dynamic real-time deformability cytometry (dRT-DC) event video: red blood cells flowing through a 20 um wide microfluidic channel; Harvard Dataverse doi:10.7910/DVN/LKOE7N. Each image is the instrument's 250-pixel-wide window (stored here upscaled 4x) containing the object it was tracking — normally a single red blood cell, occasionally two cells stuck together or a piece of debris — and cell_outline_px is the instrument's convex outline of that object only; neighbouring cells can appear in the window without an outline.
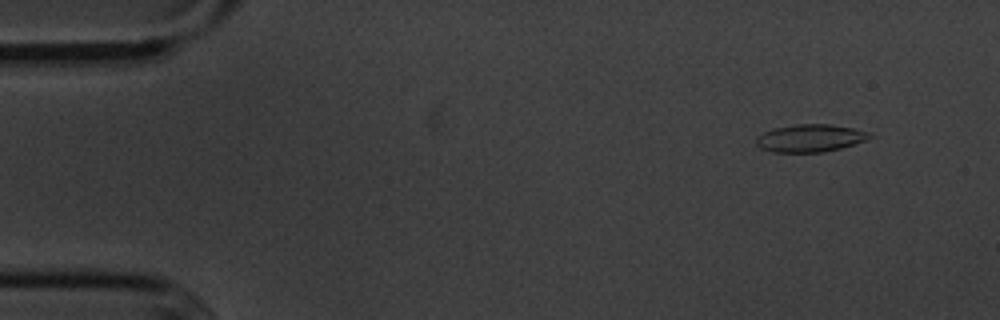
{"species": "common noctule bat (a hibernating species)", "species_latin": "Nyctalus noctula", "temperature_condition": "cold", "stored_images_in_passage": 52, "camera_frame_rate_fps": 3000, "um_per_image_px": 0.085, "animal": {"sex": "male", "body_mass_g": 20.1, "forearm_length_mm": 53.5}, "frame": {"image": 1, "passage_image": 2, "time_ms": 0.333, "image_size_px": [1000, 320], "cell_outline_px": [[876, 136], [840, 148], [824, 152], [772, 152], [760, 148], [756, 144], [756, 136], [772, 128], [796, 124], [828, 124], [852, 128], [872, 132]], "centroid_in_image_um": [68.85, 11.73], "position_along_channel_um": 16.1, "area_um2": 18.32}}
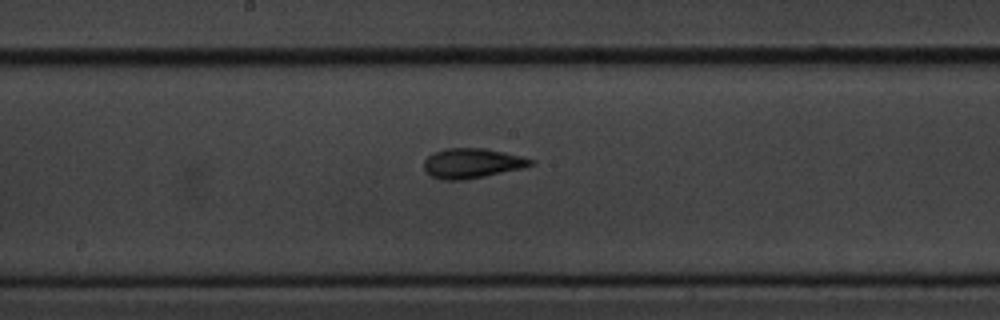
{"frame": {"image": 2, "passage_image": 26, "time_ms": 8.333, "image_size_px": [1000, 320], "cell_outline_px": [[536, 164], [524, 168], [464, 180], [440, 180], [424, 172], [424, 160], [428, 156], [436, 152], [448, 148], [484, 148], [504, 152], [536, 160]], "centroid_in_image_um": [40.14, 13.88], "position_along_channel_um": 208.1, "area_um2": 18.67}}
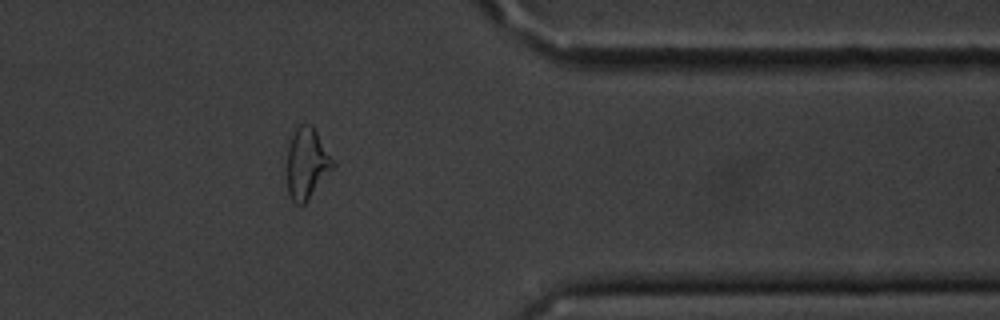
{"frame": {"image": 3, "passage_image": 42, "time_ms": 13.667, "image_size_px": [1000, 320], "cell_outline_px": [[336, 164], [308, 200], [304, 204], [296, 204], [288, 196], [284, 168], [288, 148], [292, 136], [296, 128], [300, 124], [312, 124]], "centroid_in_image_um": [26.03, 13.92], "position_along_channel_um": 385.4, "area_um2": 19.42}, "authors_computed_cell_mechanics": {"area_um2": 18.3226, "velocity_mm_per_s": 3.5931, "shape_relaxation_time_tau1_ms": 3.8969, "shape_relaxation_time_tau2_ms": 2.6403, "deformation_change_tau1": 0.1428, "deformation_change_tau2": 0.1035}}